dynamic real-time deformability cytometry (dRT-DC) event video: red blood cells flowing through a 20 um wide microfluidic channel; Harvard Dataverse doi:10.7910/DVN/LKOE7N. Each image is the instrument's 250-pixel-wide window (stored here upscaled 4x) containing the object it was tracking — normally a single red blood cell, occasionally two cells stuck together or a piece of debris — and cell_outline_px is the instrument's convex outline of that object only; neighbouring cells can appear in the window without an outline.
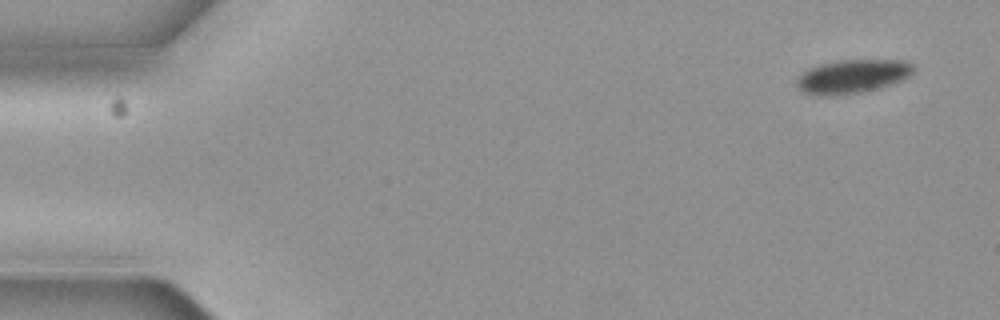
{"species": "common noctule bat (a hibernating species)", "species_latin": "Nyctalus noctula", "temperature_condition": "cold", "stored_images_in_passage": 6, "camera_frame_rate_fps": 3000, "um_per_image_px": 0.085, "animal": {"sex": "female", "body_mass_g": 19.3, "forearm_length_mm": 54.1}, "frame": {"image": 1, "passage_image": 1, "time_ms": 0.0, "image_size_px": [1000, 320], "cell_outline_px": [[916, 68], [908, 76], [900, 80], [876, 88], [860, 92], [820, 96], [804, 92], [796, 84], [796, 80], [808, 68], [820, 64], [836, 60], [904, 60], [916, 64]], "centroid_in_image_um": [72.47, 6.46], "position_along_channel_um": 12.5, "area_um2": 22.6}}
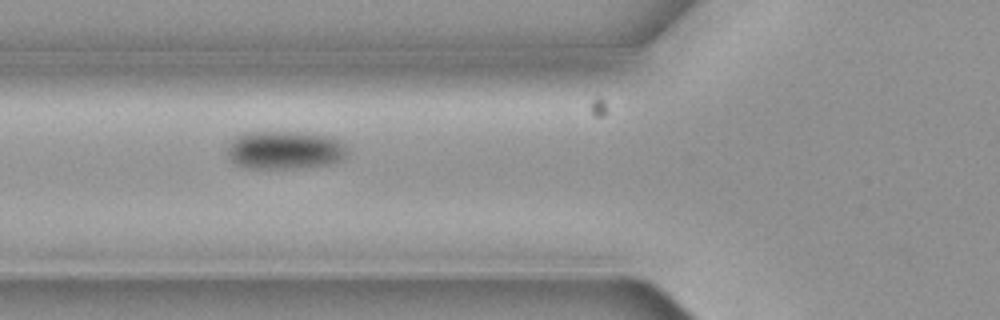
{"frame": {"image": 2, "passage_image": 5, "time_ms": 1.333, "image_size_px": [1000, 320], "cell_outline_px": [[348, 156], [344, 160], [328, 164], [296, 168], [248, 168], [236, 164], [228, 156], [224, 148], [236, 136], [244, 132], [304, 132], [332, 136], [340, 140], [344, 144], [348, 152]], "centroid_in_image_um": [24.22, 12.74], "position_along_channel_um": 101.6, "area_um2": 27.22}}
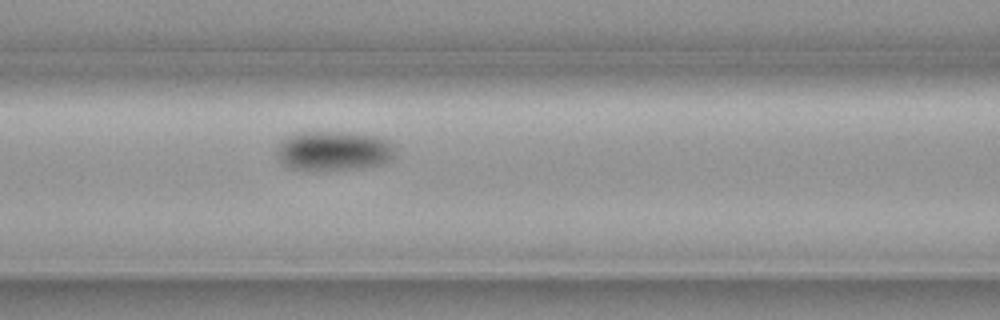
{"frame": {"image": 3, "passage_image": 6, "time_ms": 1.667, "image_size_px": [1000, 320], "cell_outline_px": [[396, 156], [380, 164], [356, 168], [288, 168], [276, 156], [276, 148], [280, 140], [288, 136], [300, 132], [344, 132], [376, 136], [388, 140], [392, 144], [396, 152]], "centroid_in_image_um": [28.35, 12.78], "position_along_channel_um": 138.3, "area_um2": 26.82}}